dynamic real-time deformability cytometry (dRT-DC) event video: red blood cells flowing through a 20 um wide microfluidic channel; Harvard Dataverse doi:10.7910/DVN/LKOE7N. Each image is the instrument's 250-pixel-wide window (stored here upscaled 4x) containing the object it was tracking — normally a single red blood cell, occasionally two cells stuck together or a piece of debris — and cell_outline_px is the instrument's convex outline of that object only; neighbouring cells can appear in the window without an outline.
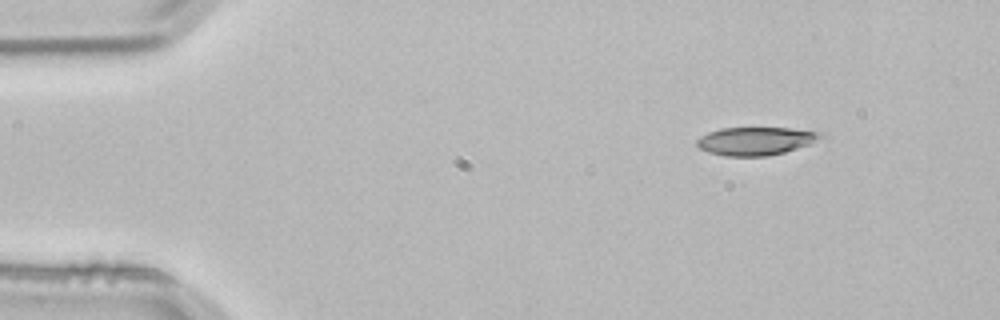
{"species": "common noctule bat (a hibernating species)", "species_latin": "Nyctalus noctula", "temperature_condition": "room temperature", "stored_images_in_passage": 2, "camera_frame_rate_fps": 3000, "um_per_image_px": 0.085, "animal": {"sex": "male", "body_mass_g": 21.5, "forearm_length_mm": 52.0}, "frame": {"image": 1, "passage_image": 2, "time_ms": 0.333, "image_size_px": [1000, 320], "cell_outline_px": [[824, 136], [812, 144], [784, 152], [768, 156], [724, 156], [708, 152], [700, 148], [696, 144], [696, 140], [700, 136], [708, 132], [720, 128], [792, 128], [820, 132]], "centroid_in_image_um": [64.23, 11.99], "position_along_channel_um": 20.8, "area_um2": 20.4}}